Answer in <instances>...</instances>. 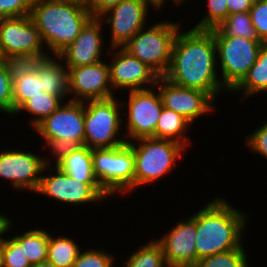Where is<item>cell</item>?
<instances>
[{
  "mask_svg": "<svg viewBox=\"0 0 267 267\" xmlns=\"http://www.w3.org/2000/svg\"><path fill=\"white\" fill-rule=\"evenodd\" d=\"M216 43L212 30L191 29L177 32L171 50V62L163 76L171 83L206 92L213 100L225 88L215 65Z\"/></svg>",
  "mask_w": 267,
  "mask_h": 267,
  "instance_id": "1",
  "label": "cell"
},
{
  "mask_svg": "<svg viewBox=\"0 0 267 267\" xmlns=\"http://www.w3.org/2000/svg\"><path fill=\"white\" fill-rule=\"evenodd\" d=\"M246 216L222 198H216L196 214V264L207 256L241 245Z\"/></svg>",
  "mask_w": 267,
  "mask_h": 267,
  "instance_id": "2",
  "label": "cell"
},
{
  "mask_svg": "<svg viewBox=\"0 0 267 267\" xmlns=\"http://www.w3.org/2000/svg\"><path fill=\"white\" fill-rule=\"evenodd\" d=\"M30 16L55 56L74 42L92 18L87 7L48 0H33Z\"/></svg>",
  "mask_w": 267,
  "mask_h": 267,
  "instance_id": "3",
  "label": "cell"
},
{
  "mask_svg": "<svg viewBox=\"0 0 267 267\" xmlns=\"http://www.w3.org/2000/svg\"><path fill=\"white\" fill-rule=\"evenodd\" d=\"M137 147L128 140L134 153V188L157 181L170 172L185 147L178 142L145 137L136 139Z\"/></svg>",
  "mask_w": 267,
  "mask_h": 267,
  "instance_id": "4",
  "label": "cell"
},
{
  "mask_svg": "<svg viewBox=\"0 0 267 267\" xmlns=\"http://www.w3.org/2000/svg\"><path fill=\"white\" fill-rule=\"evenodd\" d=\"M142 31L140 29L122 48L163 77L170 66L172 45L179 25L164 21Z\"/></svg>",
  "mask_w": 267,
  "mask_h": 267,
  "instance_id": "5",
  "label": "cell"
},
{
  "mask_svg": "<svg viewBox=\"0 0 267 267\" xmlns=\"http://www.w3.org/2000/svg\"><path fill=\"white\" fill-rule=\"evenodd\" d=\"M43 41L31 16L0 18V54L15 63L47 57Z\"/></svg>",
  "mask_w": 267,
  "mask_h": 267,
  "instance_id": "6",
  "label": "cell"
},
{
  "mask_svg": "<svg viewBox=\"0 0 267 267\" xmlns=\"http://www.w3.org/2000/svg\"><path fill=\"white\" fill-rule=\"evenodd\" d=\"M92 158L95 176L108 195L134 189V153L128 143L92 149Z\"/></svg>",
  "mask_w": 267,
  "mask_h": 267,
  "instance_id": "7",
  "label": "cell"
},
{
  "mask_svg": "<svg viewBox=\"0 0 267 267\" xmlns=\"http://www.w3.org/2000/svg\"><path fill=\"white\" fill-rule=\"evenodd\" d=\"M84 101L65 103L46 117L35 129L48 143L52 153L65 147L83 146L85 137Z\"/></svg>",
  "mask_w": 267,
  "mask_h": 267,
  "instance_id": "8",
  "label": "cell"
},
{
  "mask_svg": "<svg viewBox=\"0 0 267 267\" xmlns=\"http://www.w3.org/2000/svg\"><path fill=\"white\" fill-rule=\"evenodd\" d=\"M119 103L112 97L103 100H88L84 108V146L90 149L114 148L128 141L117 139L121 118Z\"/></svg>",
  "mask_w": 267,
  "mask_h": 267,
  "instance_id": "9",
  "label": "cell"
},
{
  "mask_svg": "<svg viewBox=\"0 0 267 267\" xmlns=\"http://www.w3.org/2000/svg\"><path fill=\"white\" fill-rule=\"evenodd\" d=\"M225 89L233 90L256 62L262 41L243 37L214 36Z\"/></svg>",
  "mask_w": 267,
  "mask_h": 267,
  "instance_id": "10",
  "label": "cell"
},
{
  "mask_svg": "<svg viewBox=\"0 0 267 267\" xmlns=\"http://www.w3.org/2000/svg\"><path fill=\"white\" fill-rule=\"evenodd\" d=\"M128 102L127 138L153 137L163 109L160 93L153 90H131Z\"/></svg>",
  "mask_w": 267,
  "mask_h": 267,
  "instance_id": "11",
  "label": "cell"
},
{
  "mask_svg": "<svg viewBox=\"0 0 267 267\" xmlns=\"http://www.w3.org/2000/svg\"><path fill=\"white\" fill-rule=\"evenodd\" d=\"M67 70L69 93L75 94L71 101L83 102V100H103L114 97L108 64L99 61L91 65L67 68Z\"/></svg>",
  "mask_w": 267,
  "mask_h": 267,
  "instance_id": "12",
  "label": "cell"
},
{
  "mask_svg": "<svg viewBox=\"0 0 267 267\" xmlns=\"http://www.w3.org/2000/svg\"><path fill=\"white\" fill-rule=\"evenodd\" d=\"M149 3L158 9L150 0H123L100 17L102 19L103 16L108 15V17L105 16V21L108 25L111 24L112 49L123 47L140 29L146 26Z\"/></svg>",
  "mask_w": 267,
  "mask_h": 267,
  "instance_id": "13",
  "label": "cell"
},
{
  "mask_svg": "<svg viewBox=\"0 0 267 267\" xmlns=\"http://www.w3.org/2000/svg\"><path fill=\"white\" fill-rule=\"evenodd\" d=\"M27 151L0 152V177L12 181L15 188L37 191L40 175L49 166L45 159Z\"/></svg>",
  "mask_w": 267,
  "mask_h": 267,
  "instance_id": "14",
  "label": "cell"
},
{
  "mask_svg": "<svg viewBox=\"0 0 267 267\" xmlns=\"http://www.w3.org/2000/svg\"><path fill=\"white\" fill-rule=\"evenodd\" d=\"M55 170L56 175L41 176L40 185L36 192L67 204L77 205L90 201H100L108 196L100 184L80 182L61 171L57 166Z\"/></svg>",
  "mask_w": 267,
  "mask_h": 267,
  "instance_id": "15",
  "label": "cell"
},
{
  "mask_svg": "<svg viewBox=\"0 0 267 267\" xmlns=\"http://www.w3.org/2000/svg\"><path fill=\"white\" fill-rule=\"evenodd\" d=\"M156 86L160 89L163 107L184 116L190 123L214 109V100L204 91L177 86L165 77H159Z\"/></svg>",
  "mask_w": 267,
  "mask_h": 267,
  "instance_id": "16",
  "label": "cell"
},
{
  "mask_svg": "<svg viewBox=\"0 0 267 267\" xmlns=\"http://www.w3.org/2000/svg\"><path fill=\"white\" fill-rule=\"evenodd\" d=\"M168 233L157 240L162 247L168 267H195L196 214L188 220L177 223Z\"/></svg>",
  "mask_w": 267,
  "mask_h": 267,
  "instance_id": "17",
  "label": "cell"
},
{
  "mask_svg": "<svg viewBox=\"0 0 267 267\" xmlns=\"http://www.w3.org/2000/svg\"><path fill=\"white\" fill-rule=\"evenodd\" d=\"M109 69L113 89L129 88L130 91L148 89L141 88V86L145 85V83L149 84V82L156 86L157 80L160 77L147 64L130 55L122 47L112 59Z\"/></svg>",
  "mask_w": 267,
  "mask_h": 267,
  "instance_id": "18",
  "label": "cell"
},
{
  "mask_svg": "<svg viewBox=\"0 0 267 267\" xmlns=\"http://www.w3.org/2000/svg\"><path fill=\"white\" fill-rule=\"evenodd\" d=\"M101 21L100 18H91L74 42L56 55L58 59L65 58L67 68L91 65L101 61Z\"/></svg>",
  "mask_w": 267,
  "mask_h": 267,
  "instance_id": "19",
  "label": "cell"
},
{
  "mask_svg": "<svg viewBox=\"0 0 267 267\" xmlns=\"http://www.w3.org/2000/svg\"><path fill=\"white\" fill-rule=\"evenodd\" d=\"M53 154L55 166L70 177L87 184H99L94 173L92 149L84 145L65 147Z\"/></svg>",
  "mask_w": 267,
  "mask_h": 267,
  "instance_id": "20",
  "label": "cell"
},
{
  "mask_svg": "<svg viewBox=\"0 0 267 267\" xmlns=\"http://www.w3.org/2000/svg\"><path fill=\"white\" fill-rule=\"evenodd\" d=\"M37 71L45 93L60 96L62 99L69 93L68 70L66 66L52 60L50 56L29 62ZM64 67L66 69H64Z\"/></svg>",
  "mask_w": 267,
  "mask_h": 267,
  "instance_id": "21",
  "label": "cell"
},
{
  "mask_svg": "<svg viewBox=\"0 0 267 267\" xmlns=\"http://www.w3.org/2000/svg\"><path fill=\"white\" fill-rule=\"evenodd\" d=\"M38 71L29 63L13 62L12 93L15 111L30 97L42 92Z\"/></svg>",
  "mask_w": 267,
  "mask_h": 267,
  "instance_id": "22",
  "label": "cell"
},
{
  "mask_svg": "<svg viewBox=\"0 0 267 267\" xmlns=\"http://www.w3.org/2000/svg\"><path fill=\"white\" fill-rule=\"evenodd\" d=\"M189 124L190 122L184 116L163 107L155 128L154 138L172 140L186 148L188 142L184 131L188 128L187 126H190Z\"/></svg>",
  "mask_w": 267,
  "mask_h": 267,
  "instance_id": "23",
  "label": "cell"
},
{
  "mask_svg": "<svg viewBox=\"0 0 267 267\" xmlns=\"http://www.w3.org/2000/svg\"><path fill=\"white\" fill-rule=\"evenodd\" d=\"M233 90H243L244 97L260 91H267V43H263L259 49L256 62Z\"/></svg>",
  "mask_w": 267,
  "mask_h": 267,
  "instance_id": "24",
  "label": "cell"
},
{
  "mask_svg": "<svg viewBox=\"0 0 267 267\" xmlns=\"http://www.w3.org/2000/svg\"><path fill=\"white\" fill-rule=\"evenodd\" d=\"M211 30L214 36L243 37L261 41L252 24L249 12L229 14L221 24Z\"/></svg>",
  "mask_w": 267,
  "mask_h": 267,
  "instance_id": "25",
  "label": "cell"
},
{
  "mask_svg": "<svg viewBox=\"0 0 267 267\" xmlns=\"http://www.w3.org/2000/svg\"><path fill=\"white\" fill-rule=\"evenodd\" d=\"M13 237L23 247L31 266L47 261L49 233L35 229Z\"/></svg>",
  "mask_w": 267,
  "mask_h": 267,
  "instance_id": "26",
  "label": "cell"
},
{
  "mask_svg": "<svg viewBox=\"0 0 267 267\" xmlns=\"http://www.w3.org/2000/svg\"><path fill=\"white\" fill-rule=\"evenodd\" d=\"M80 252L78 245L70 238L49 235L47 261L55 267H73Z\"/></svg>",
  "mask_w": 267,
  "mask_h": 267,
  "instance_id": "27",
  "label": "cell"
},
{
  "mask_svg": "<svg viewBox=\"0 0 267 267\" xmlns=\"http://www.w3.org/2000/svg\"><path fill=\"white\" fill-rule=\"evenodd\" d=\"M62 98L57 95L40 92L36 96H32L27 99L16 111L15 114L26 110L32 115L34 114L37 118L33 119L32 125L35 128L40 124L46 117L51 116L62 103Z\"/></svg>",
  "mask_w": 267,
  "mask_h": 267,
  "instance_id": "28",
  "label": "cell"
},
{
  "mask_svg": "<svg viewBox=\"0 0 267 267\" xmlns=\"http://www.w3.org/2000/svg\"><path fill=\"white\" fill-rule=\"evenodd\" d=\"M125 267H168L161 245L157 241L141 247L129 259Z\"/></svg>",
  "mask_w": 267,
  "mask_h": 267,
  "instance_id": "29",
  "label": "cell"
},
{
  "mask_svg": "<svg viewBox=\"0 0 267 267\" xmlns=\"http://www.w3.org/2000/svg\"><path fill=\"white\" fill-rule=\"evenodd\" d=\"M242 245L230 251L217 253L200 259L195 267H248Z\"/></svg>",
  "mask_w": 267,
  "mask_h": 267,
  "instance_id": "30",
  "label": "cell"
},
{
  "mask_svg": "<svg viewBox=\"0 0 267 267\" xmlns=\"http://www.w3.org/2000/svg\"><path fill=\"white\" fill-rule=\"evenodd\" d=\"M12 78L13 62L0 59V110L14 115Z\"/></svg>",
  "mask_w": 267,
  "mask_h": 267,
  "instance_id": "31",
  "label": "cell"
},
{
  "mask_svg": "<svg viewBox=\"0 0 267 267\" xmlns=\"http://www.w3.org/2000/svg\"><path fill=\"white\" fill-rule=\"evenodd\" d=\"M208 13L194 27L211 30L221 24L229 15L227 0H208Z\"/></svg>",
  "mask_w": 267,
  "mask_h": 267,
  "instance_id": "32",
  "label": "cell"
},
{
  "mask_svg": "<svg viewBox=\"0 0 267 267\" xmlns=\"http://www.w3.org/2000/svg\"><path fill=\"white\" fill-rule=\"evenodd\" d=\"M3 262L4 267H32L23 247L14 237L3 241Z\"/></svg>",
  "mask_w": 267,
  "mask_h": 267,
  "instance_id": "33",
  "label": "cell"
},
{
  "mask_svg": "<svg viewBox=\"0 0 267 267\" xmlns=\"http://www.w3.org/2000/svg\"><path fill=\"white\" fill-rule=\"evenodd\" d=\"M249 14L259 39L267 43V0L254 1Z\"/></svg>",
  "mask_w": 267,
  "mask_h": 267,
  "instance_id": "34",
  "label": "cell"
},
{
  "mask_svg": "<svg viewBox=\"0 0 267 267\" xmlns=\"http://www.w3.org/2000/svg\"><path fill=\"white\" fill-rule=\"evenodd\" d=\"M113 257L100 250L80 252L73 267H112Z\"/></svg>",
  "mask_w": 267,
  "mask_h": 267,
  "instance_id": "35",
  "label": "cell"
},
{
  "mask_svg": "<svg viewBox=\"0 0 267 267\" xmlns=\"http://www.w3.org/2000/svg\"><path fill=\"white\" fill-rule=\"evenodd\" d=\"M32 2L33 0H0V18L28 16Z\"/></svg>",
  "mask_w": 267,
  "mask_h": 267,
  "instance_id": "36",
  "label": "cell"
},
{
  "mask_svg": "<svg viewBox=\"0 0 267 267\" xmlns=\"http://www.w3.org/2000/svg\"><path fill=\"white\" fill-rule=\"evenodd\" d=\"M247 144L251 150L267 158V122L247 138Z\"/></svg>",
  "mask_w": 267,
  "mask_h": 267,
  "instance_id": "37",
  "label": "cell"
},
{
  "mask_svg": "<svg viewBox=\"0 0 267 267\" xmlns=\"http://www.w3.org/2000/svg\"><path fill=\"white\" fill-rule=\"evenodd\" d=\"M123 0H90L88 9L92 18H100L105 12Z\"/></svg>",
  "mask_w": 267,
  "mask_h": 267,
  "instance_id": "38",
  "label": "cell"
},
{
  "mask_svg": "<svg viewBox=\"0 0 267 267\" xmlns=\"http://www.w3.org/2000/svg\"><path fill=\"white\" fill-rule=\"evenodd\" d=\"M256 0H227L229 14L249 12Z\"/></svg>",
  "mask_w": 267,
  "mask_h": 267,
  "instance_id": "39",
  "label": "cell"
},
{
  "mask_svg": "<svg viewBox=\"0 0 267 267\" xmlns=\"http://www.w3.org/2000/svg\"><path fill=\"white\" fill-rule=\"evenodd\" d=\"M10 225V219L4 217L3 215H0V242L4 241V238H2L1 235L7 232Z\"/></svg>",
  "mask_w": 267,
  "mask_h": 267,
  "instance_id": "40",
  "label": "cell"
},
{
  "mask_svg": "<svg viewBox=\"0 0 267 267\" xmlns=\"http://www.w3.org/2000/svg\"><path fill=\"white\" fill-rule=\"evenodd\" d=\"M52 2H61V3H71V4H76L80 6H84L88 8V4L90 0H48Z\"/></svg>",
  "mask_w": 267,
  "mask_h": 267,
  "instance_id": "41",
  "label": "cell"
},
{
  "mask_svg": "<svg viewBox=\"0 0 267 267\" xmlns=\"http://www.w3.org/2000/svg\"><path fill=\"white\" fill-rule=\"evenodd\" d=\"M0 267H4V262H3V242H0Z\"/></svg>",
  "mask_w": 267,
  "mask_h": 267,
  "instance_id": "42",
  "label": "cell"
},
{
  "mask_svg": "<svg viewBox=\"0 0 267 267\" xmlns=\"http://www.w3.org/2000/svg\"><path fill=\"white\" fill-rule=\"evenodd\" d=\"M32 267H55L53 264H51L50 262L48 261H45L43 263H40V264H37V265H34Z\"/></svg>",
  "mask_w": 267,
  "mask_h": 267,
  "instance_id": "43",
  "label": "cell"
},
{
  "mask_svg": "<svg viewBox=\"0 0 267 267\" xmlns=\"http://www.w3.org/2000/svg\"><path fill=\"white\" fill-rule=\"evenodd\" d=\"M159 10L160 7L163 5V0H150Z\"/></svg>",
  "mask_w": 267,
  "mask_h": 267,
  "instance_id": "44",
  "label": "cell"
},
{
  "mask_svg": "<svg viewBox=\"0 0 267 267\" xmlns=\"http://www.w3.org/2000/svg\"><path fill=\"white\" fill-rule=\"evenodd\" d=\"M164 1H165V0H163V4H164ZM173 1H175V3L178 5V4H180L183 0H173Z\"/></svg>",
  "mask_w": 267,
  "mask_h": 267,
  "instance_id": "45",
  "label": "cell"
}]
</instances>
